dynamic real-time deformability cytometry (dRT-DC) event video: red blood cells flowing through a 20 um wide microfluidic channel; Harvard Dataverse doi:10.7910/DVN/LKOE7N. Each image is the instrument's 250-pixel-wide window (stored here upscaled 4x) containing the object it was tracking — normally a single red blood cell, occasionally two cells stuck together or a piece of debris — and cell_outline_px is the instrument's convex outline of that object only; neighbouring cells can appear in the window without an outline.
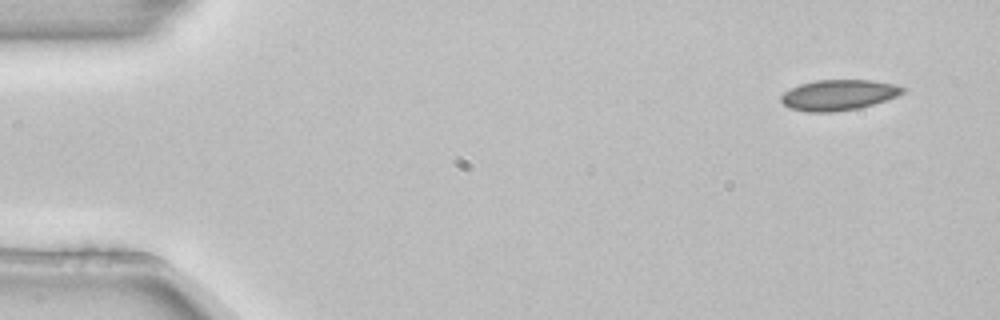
{"species": "common noctule bat (a hibernating species)", "species_latin": "Nyctalus noctula", "temperature_condition": "room temperature", "stored_images_in_passage": 4, "camera_frame_rate_fps": 3000, "um_per_image_px": 0.085, "animal": {"sex": "female", "body_mass_g": 22.7, "forearm_length_mm": 54.2}, "frame": {"image": 1, "passage_image": 1, "time_ms": 0.0, "image_size_px": [1000, 320], "cell_outline_px": [[908, 88], [904, 92], [896, 96], [860, 108], [832, 112], [804, 112], [788, 108], [780, 100], [780, 96], [784, 92], [800, 84], [816, 80], [872, 80], [892, 84]], "centroid_in_image_um": [71.24, 8.08], "position_along_channel_um": 13.8, "area_um2": 21.68}}
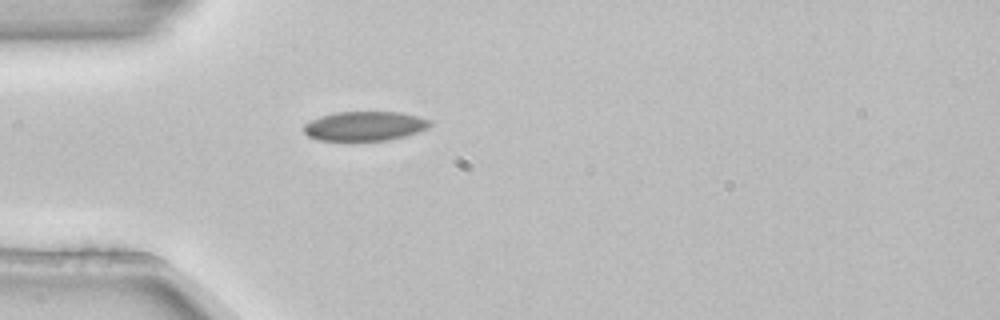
{"frame": {"image": 2, "passage_image": 4, "time_ms": 1.0, "image_size_px": [1000, 320], "cell_outline_px": [[432, 124], [428, 128], [404, 136], [388, 140], [316, 140], [308, 136], [304, 132], [304, 124], [320, 116], [336, 112], [400, 112], [432, 120]], "centroid_in_image_um": [31.0, 10.71], "position_along_channel_um": 54.0, "area_um2": 21.5}}